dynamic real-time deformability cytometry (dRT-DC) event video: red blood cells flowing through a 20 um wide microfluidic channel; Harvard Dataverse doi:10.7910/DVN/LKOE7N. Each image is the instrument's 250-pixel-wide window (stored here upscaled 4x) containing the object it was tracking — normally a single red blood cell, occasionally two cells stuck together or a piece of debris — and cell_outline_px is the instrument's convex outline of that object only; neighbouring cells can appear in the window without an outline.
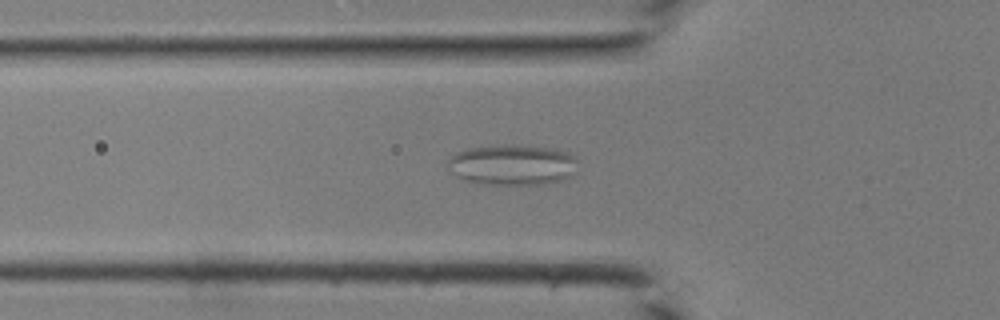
{"species": "common noctule bat (a hibernating species)", "species_latin": "Nyctalus noctula", "temperature_condition": "room temperature", "stored_images_in_passage": 45, "camera_frame_rate_fps": 3000, "um_per_image_px": 0.085, "animal": {"sex": "male", "body_mass_g": 19.0, "forearm_length_mm": 50.8}, "frame": {"image": 1, "passage_image": 16, "time_ms": 5.0, "image_size_px": [1000, 320], "cell_outline_px": [[580, 160], [572, 176], [560, 180], [544, 184], [480, 184], [460, 180], [452, 172], [448, 164], [448, 160], [456, 152], [468, 148], [504, 144], [516, 144], [548, 148], [568, 152], [576, 156]], "centroid_in_image_um": [43.57, 14.0], "position_along_channel_um": 82.2, "area_um2": 31.21}}
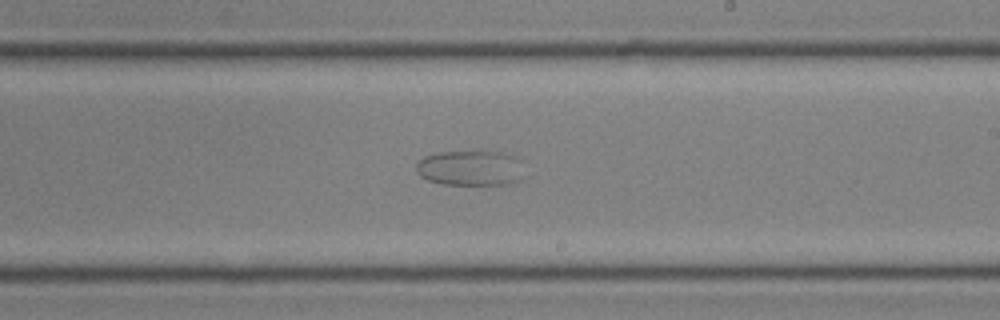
{"frame": {"image": 2, "passage_image": 27, "time_ms": 8.667, "image_size_px": [1000, 320], "cell_outline_px": [[520, 180], [508, 184], [444, 184], [428, 180], [420, 176], [416, 172], [416, 164], [424, 156], [440, 152], [500, 152], [512, 156], [520, 176]], "centroid_in_image_um": [39.84, 14.3], "position_along_channel_um": 249.2, "area_um2": 21.33}}
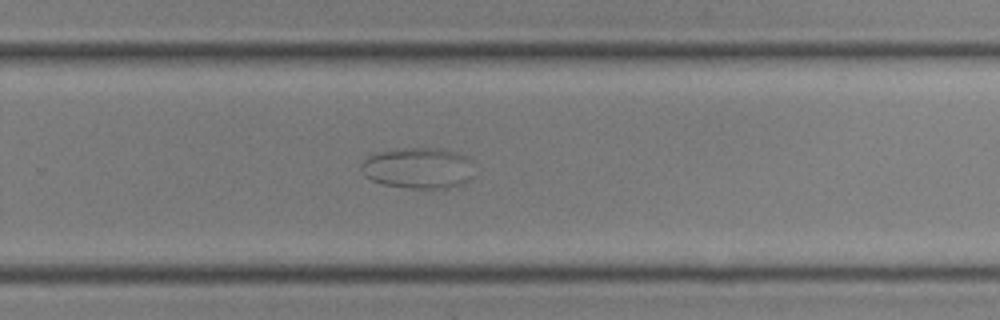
{"frame": {"image": 3, "passage_image": 30, "time_ms": 9.667, "image_size_px": [1000, 320], "cell_outline_px": [[472, 160], [468, 180], [460, 184], [444, 188], [412, 188], [384, 184], [372, 180], [364, 176], [360, 172], [360, 164], [368, 156], [380, 152], [396, 148], [436, 148], [456, 152], [468, 156]], "centroid_in_image_um": [35.49, 14.27], "position_along_channel_um": 294.3, "area_um2": 26.82}}